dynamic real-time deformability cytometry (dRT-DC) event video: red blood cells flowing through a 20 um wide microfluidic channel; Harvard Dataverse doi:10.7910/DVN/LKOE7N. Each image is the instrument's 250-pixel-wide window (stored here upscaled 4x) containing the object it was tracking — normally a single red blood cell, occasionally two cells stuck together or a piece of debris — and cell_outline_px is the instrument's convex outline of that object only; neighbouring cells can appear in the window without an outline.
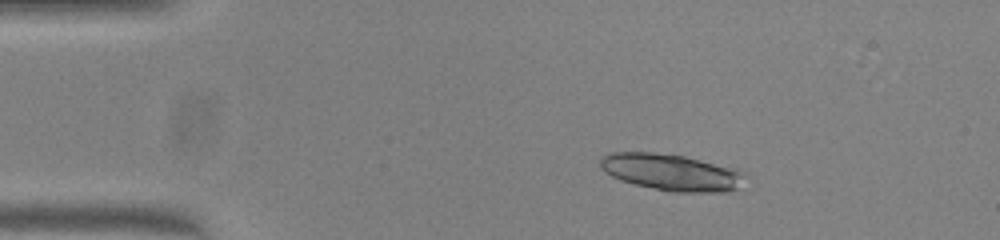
{"species": "common noctule bat (a hibernating species)", "species_latin": "Nyctalus noctula", "temperature_condition": "warm", "stored_images_in_passage": 37, "camera_frame_rate_fps": 3000, "um_per_image_px": 0.085, "animal": {"sex": "female", "body_mass_g": 23.0, "forearm_length_mm": 53.4}, "frame": {"image": 1, "passage_image": 1, "time_ms": 0.0, "image_size_px": [1000, 240], "cell_outline_px": [[744, 172], [736, 188], [728, 192], [668, 192], [620, 180], [604, 172], [600, 168], [600, 160], [608, 152], [652, 152], [684, 156], [736, 168]], "centroid_in_image_um": [57.01, 14.64], "position_along_channel_um": 28.0, "area_um2": 30.75}}